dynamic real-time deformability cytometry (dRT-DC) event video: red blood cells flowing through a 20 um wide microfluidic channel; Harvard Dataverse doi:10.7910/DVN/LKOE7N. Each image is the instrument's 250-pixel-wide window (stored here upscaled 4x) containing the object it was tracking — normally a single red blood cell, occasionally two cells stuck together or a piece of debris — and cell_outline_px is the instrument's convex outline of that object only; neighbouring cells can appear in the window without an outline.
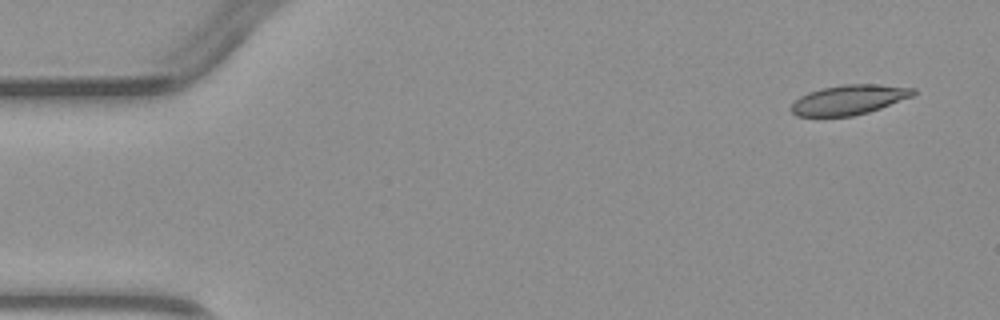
{"species": "common noctule bat (a hibernating species)", "species_latin": "Nyctalus noctula", "temperature_condition": "warm", "stored_images_in_passage": 4, "camera_frame_rate_fps": 3000, "um_per_image_px": 0.085, "animal": {"sex": "male", "body_mass_g": 23.1, "forearm_length_mm": 52.7}, "frame": {"image": 1, "passage_image": 1, "time_ms": 0.0, "image_size_px": [1000, 320], "cell_outline_px": [[916, 92], [912, 96], [880, 108], [868, 112], [852, 116], [796, 116], [788, 108], [800, 96], [808, 92], [820, 88], [840, 84], [880, 84], [916, 88]], "centroid_in_image_um": [72.14, 8.46], "position_along_channel_um": 12.9, "area_um2": 21.27}}
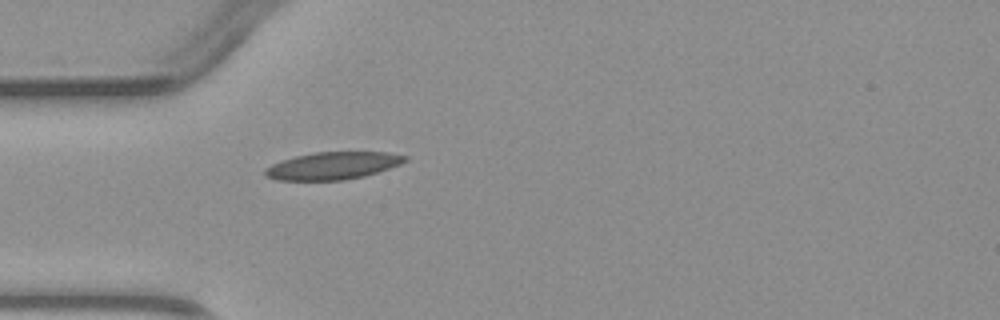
{"frame": {"image": 2, "passage_image": 4, "time_ms": 3.667, "image_size_px": [1000, 320], "cell_outline_px": [[408, 160], [400, 164], [364, 176], [344, 180], [276, 180], [264, 176], [264, 168], [280, 160], [296, 156], [316, 152], [388, 152], [408, 156]], "centroid_in_image_um": [28.26, 14.08], "position_along_channel_um": 56.7, "area_um2": 22.37}}